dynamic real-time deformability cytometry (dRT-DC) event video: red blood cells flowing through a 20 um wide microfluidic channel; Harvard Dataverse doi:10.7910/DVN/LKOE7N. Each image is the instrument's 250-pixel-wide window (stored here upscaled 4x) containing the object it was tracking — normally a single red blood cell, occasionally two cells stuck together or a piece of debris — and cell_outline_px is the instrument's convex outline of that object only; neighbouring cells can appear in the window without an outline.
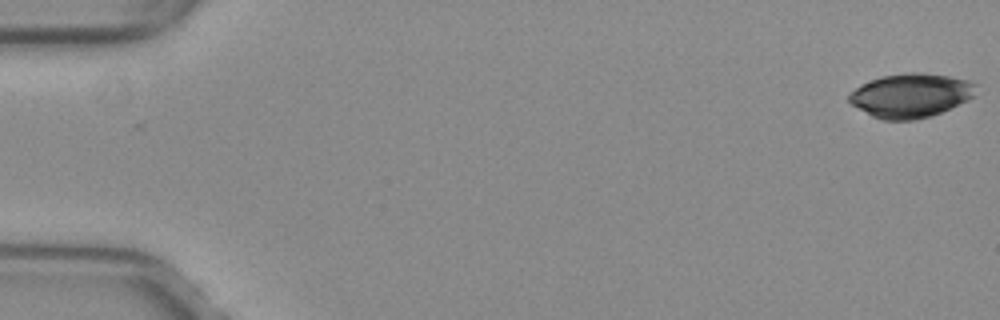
{"species": "common noctule bat (a hibernating species)", "species_latin": "Nyctalus noctula", "temperature_condition": "warm", "stored_images_in_passage": 52, "camera_frame_rate_fps": 3000, "um_per_image_px": 0.085, "animal": {"sex": "female", "body_mass_g": 29.2, "forearm_length_mm": 56.3}, "frame": {"image": 1, "passage_image": 1, "time_ms": 0.0, "image_size_px": [1000, 320], "cell_outline_px": [[976, 96], [968, 100], [932, 116], [916, 120], [884, 120], [872, 116], [852, 104], [848, 100], [848, 92], [860, 84], [884, 76], [908, 72], [920, 72], [948, 76], [972, 80], [976, 84]], "centroid_in_image_um": [77.44, 8.11], "position_along_channel_um": 7.6, "area_um2": 32.77}}
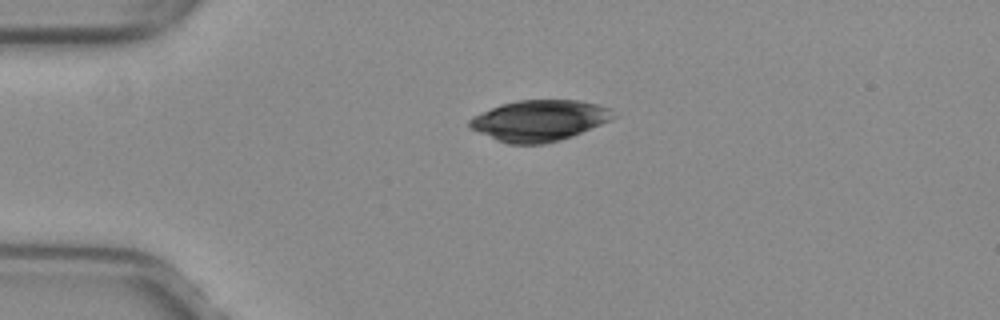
{"frame": {"image": 2, "passage_image": 13, "time_ms": 4.0, "image_size_px": [1000, 320], "cell_outline_px": [[616, 116], [612, 120], [572, 136], [560, 140], [544, 144], [508, 144], [496, 140], [472, 128], [468, 124], [468, 120], [472, 116], [500, 104], [516, 100], [580, 100], [596, 104], [608, 108]], "centroid_in_image_um": [45.84, 10.24], "position_along_channel_um": 39.2, "area_um2": 34.28}}